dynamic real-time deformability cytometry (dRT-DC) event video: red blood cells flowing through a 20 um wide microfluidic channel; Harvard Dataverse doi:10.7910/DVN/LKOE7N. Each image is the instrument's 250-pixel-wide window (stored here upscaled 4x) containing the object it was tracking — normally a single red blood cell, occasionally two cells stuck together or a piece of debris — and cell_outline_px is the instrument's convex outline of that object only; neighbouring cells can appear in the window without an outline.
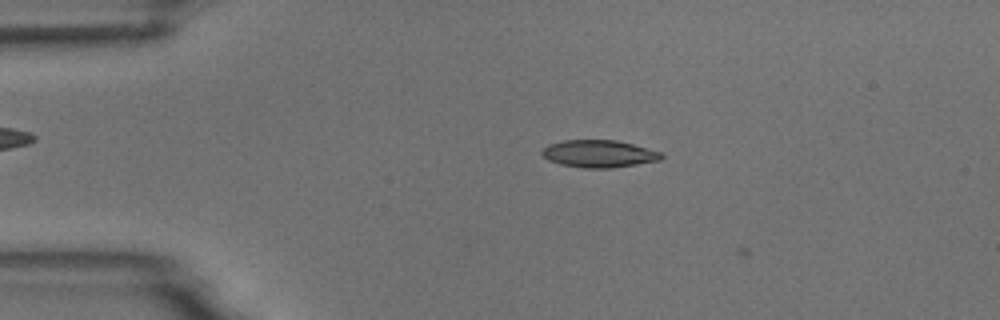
{"species": "common noctule bat (a hibernating species)", "species_latin": "Nyctalus noctula", "temperature_condition": "room temperature", "stored_images_in_passage": 4, "camera_frame_rate_fps": 3000, "um_per_image_px": 0.085, "animal": {"sex": "male", "body_mass_g": 18.8}, "frame": {"image": 1, "passage_image": 2, "time_ms": 1.333, "image_size_px": [1000, 320], "cell_outline_px": [[664, 156], [660, 160], [612, 168], [584, 168], [560, 164], [548, 160], [540, 152], [548, 144], [564, 140], [616, 140], [664, 152]], "centroid_in_image_um": [50.92, 13.07], "position_along_channel_um": 34.1, "area_um2": 19.07}}